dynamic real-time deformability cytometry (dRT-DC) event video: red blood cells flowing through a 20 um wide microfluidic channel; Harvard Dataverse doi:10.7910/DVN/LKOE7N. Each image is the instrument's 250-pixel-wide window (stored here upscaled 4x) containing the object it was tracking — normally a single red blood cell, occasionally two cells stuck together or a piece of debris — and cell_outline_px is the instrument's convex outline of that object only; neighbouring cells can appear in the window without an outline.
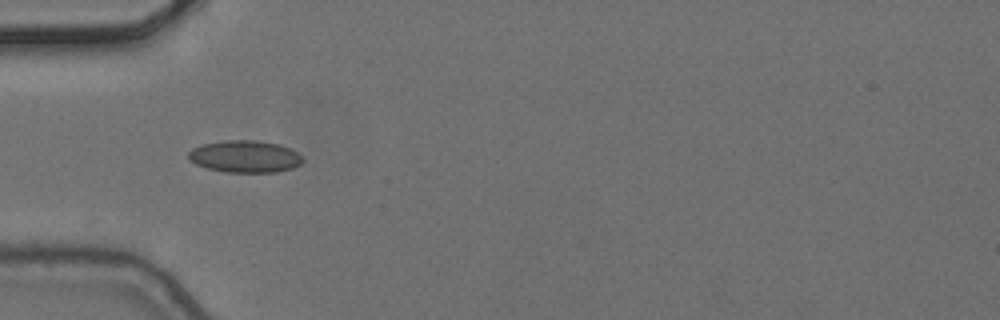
{"species": "common noctule bat (a hibernating species)", "species_latin": "Nyctalus noctula", "temperature_condition": "cold", "stored_images_in_passage": 4, "camera_frame_rate_fps": 3000, "um_per_image_px": 0.085, "animal": {"sex": "female", "body_mass_g": 24.6, "forearm_length_mm": 56.2}, "frame": {"image": 1, "passage_image": 1, "time_ms": 0.0, "image_size_px": [1000, 320], "cell_outline_px": [[304, 160], [300, 164], [292, 168], [276, 172], [224, 172], [208, 168], [196, 164], [188, 160], [188, 152], [192, 148], [204, 144], [228, 140], [256, 140], [280, 144], [292, 148]], "centroid_in_image_um": [20.82, 13.3], "position_along_channel_um": 64.2, "area_um2": 21.39}}
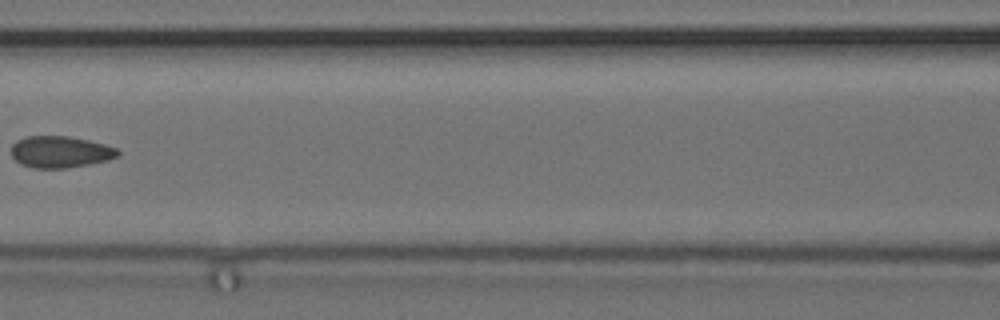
{"frame": {"image": 2, "passage_image": 3, "time_ms": 0.667, "image_size_px": [1000, 320], "cell_outline_px": [[120, 156], [108, 160], [88, 164], [64, 168], [32, 168], [20, 164], [12, 156], [12, 144], [16, 140], [28, 136], [68, 136], [88, 140], [104, 144], [116, 148], [120, 152]], "centroid_in_image_um": [5.12, 12.91], "position_along_channel_um": 161.5, "area_um2": 19.65}}
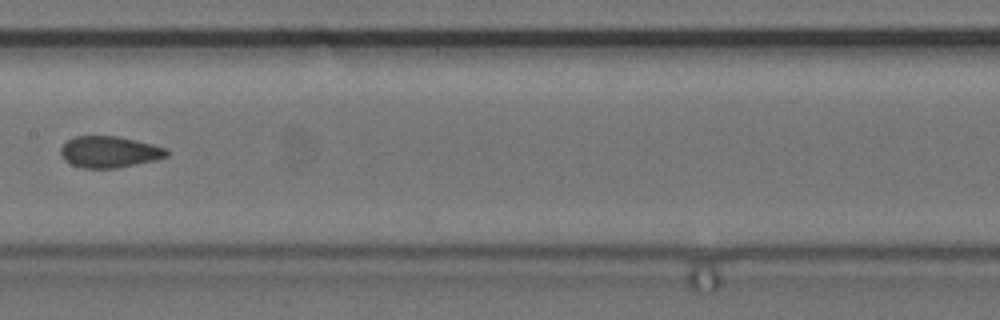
{"frame": {"image": 3, "passage_image": 4, "time_ms": 1.0, "image_size_px": [1000, 320], "cell_outline_px": [[168, 156], [156, 160], [116, 168], [84, 168], [72, 164], [64, 160], [60, 152], [60, 148], [68, 140], [76, 136], [116, 136], [152, 144], [168, 148]], "centroid_in_image_um": [9.31, 12.91], "position_along_channel_um": 198.1, "area_um2": 19.31}}